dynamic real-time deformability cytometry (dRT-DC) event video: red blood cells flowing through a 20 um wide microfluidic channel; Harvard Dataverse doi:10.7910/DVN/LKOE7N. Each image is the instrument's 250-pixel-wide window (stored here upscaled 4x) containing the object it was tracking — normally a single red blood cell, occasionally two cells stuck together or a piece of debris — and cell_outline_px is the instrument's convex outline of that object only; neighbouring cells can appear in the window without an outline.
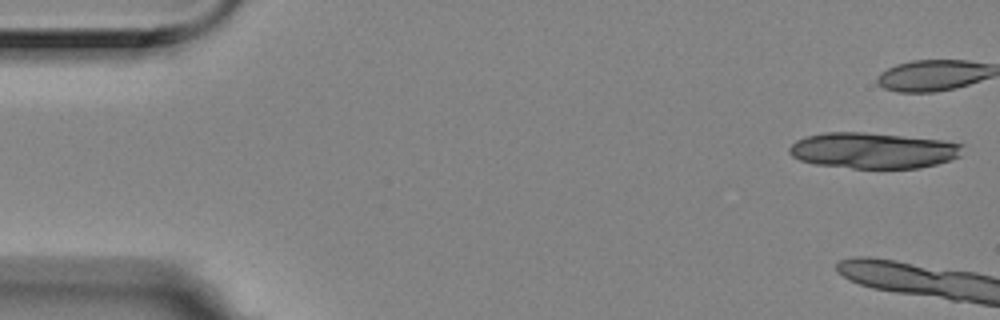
{"species": "Egyptian fruit bat (a non-hibernating species)", "species_latin": "Rousettus aegyptiacus", "temperature_condition": "room temperature", "stored_images_in_passage": 9, "camera_frame_rate_fps": 3000, "um_per_image_px": 0.085, "animal": {"sex": "female"}, "frame": {"image": 1, "passage_image": 1, "time_ms": 0.0, "image_size_px": [1000, 320], "cell_outline_px": [[964, 144], [960, 156], [936, 164], [920, 168], [852, 168], [812, 164], [800, 160], [792, 156], [788, 152], [788, 148], [796, 140], [808, 136], [824, 132], [864, 132], [944, 140]], "centroid_in_image_um": [74.2, 12.79], "position_along_channel_um": 10.8, "area_um2": 36.36}}
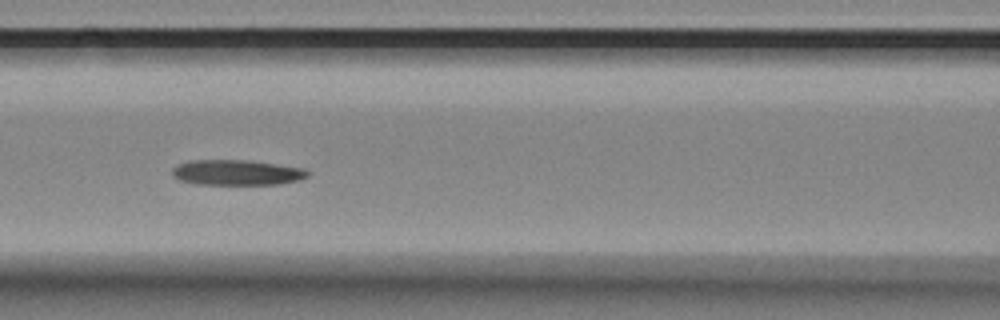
{"frame": {"image": 2, "passage_image": 8, "time_ms": 2.333, "image_size_px": [1000, 320], "cell_outline_px": [[308, 176], [300, 180], [280, 184], [196, 184], [180, 180], [172, 176], [172, 168], [176, 164], [188, 160], [252, 160], [304, 168], [308, 172]], "centroid_in_image_um": [20.11, 14.65], "position_along_channel_um": 146.5, "area_um2": 20.23}}
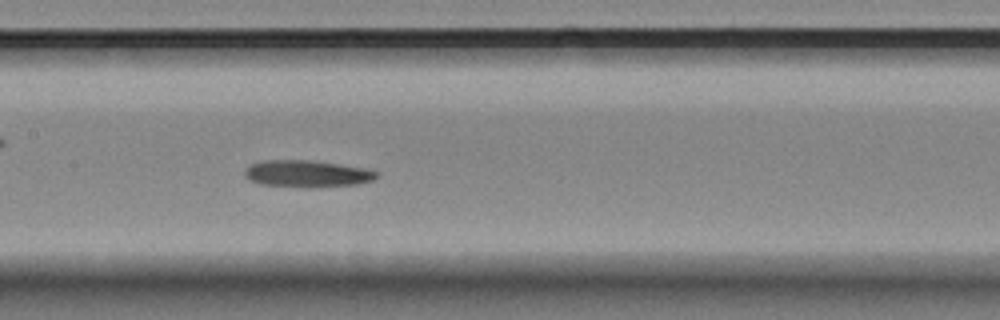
{"frame": {"image": 3, "passage_image": 9, "time_ms": 2.667, "image_size_px": [1000, 320], "cell_outline_px": [[380, 176], [372, 180], [356, 184], [308, 188], [304, 188], [260, 184], [248, 180], [244, 176], [244, 168], [252, 164], [264, 160], [308, 160], [364, 168], [380, 172]], "centroid_in_image_um": [26.06, 14.78], "position_along_channel_um": 181.3, "area_um2": 20.81}}